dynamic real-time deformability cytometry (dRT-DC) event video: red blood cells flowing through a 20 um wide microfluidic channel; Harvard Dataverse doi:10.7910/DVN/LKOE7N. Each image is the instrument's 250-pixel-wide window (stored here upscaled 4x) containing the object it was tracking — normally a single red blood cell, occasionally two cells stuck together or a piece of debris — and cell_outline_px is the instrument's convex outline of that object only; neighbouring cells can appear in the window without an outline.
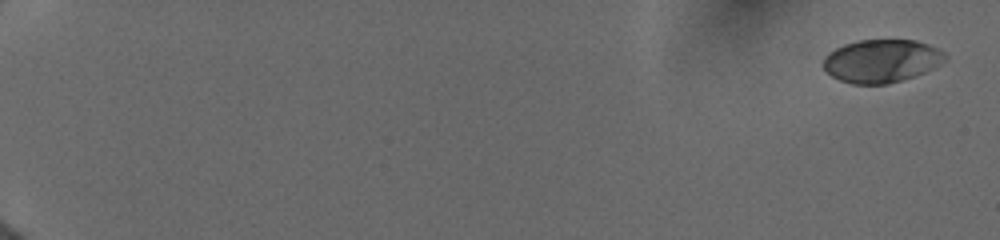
{"species": "human", "species_latin": "Homo sapiens", "temperature_condition": "cold", "stored_images_in_passage": 22, "camera_frame_rate_fps": 3000, "um_per_image_px": 0.085, "donor": {"sex": "female"}, "frame": {"image": 1, "passage_image": 1, "time_ms": 0.0, "image_size_px": [1000, 240], "cell_outline_px": [[948, 56], [940, 64], [924, 72], [888, 84], [852, 84], [840, 80], [832, 76], [820, 64], [824, 56], [828, 52], [844, 44], [860, 40], [916, 40], [928, 44], [944, 52]], "centroid_in_image_um": [74.89, 5.17], "position_along_channel_um": 10.1, "area_um2": 30.52}}
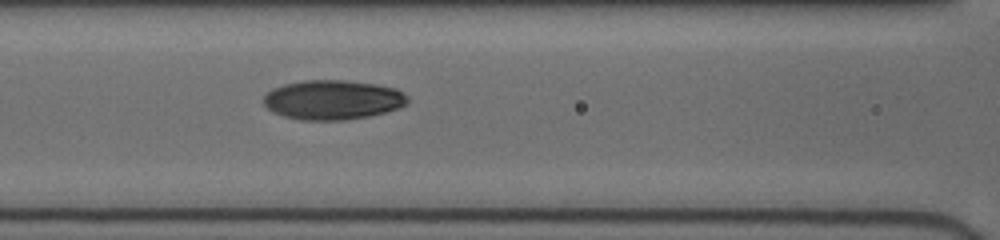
{"frame": {"image": 2, "passage_image": 19, "time_ms": 8.667, "image_size_px": [1000, 240], "cell_outline_px": [[408, 104], [400, 108], [388, 112], [348, 120], [300, 120], [284, 116], [272, 112], [260, 100], [264, 92], [272, 88], [284, 84], [304, 80], [344, 80], [376, 84], [396, 88], [404, 92], [408, 96]], "centroid_in_image_um": [28.27, 8.48], "position_along_channel_um": 138.3, "area_um2": 33.81}}
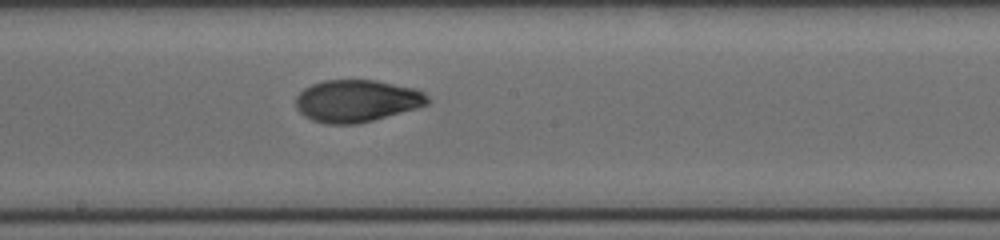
{"frame": {"image": 3, "passage_image": 22, "time_ms": 10.667, "image_size_px": [1000, 240], "cell_outline_px": [[432, 100], [428, 104], [416, 108], [372, 120], [356, 124], [328, 124], [312, 120], [304, 116], [296, 108], [296, 96], [304, 88], [312, 84], [324, 80], [376, 80], [416, 88], [424, 92]], "centroid_in_image_um": [30.33, 8.56], "position_along_channel_um": 217.9, "area_um2": 32.48}}